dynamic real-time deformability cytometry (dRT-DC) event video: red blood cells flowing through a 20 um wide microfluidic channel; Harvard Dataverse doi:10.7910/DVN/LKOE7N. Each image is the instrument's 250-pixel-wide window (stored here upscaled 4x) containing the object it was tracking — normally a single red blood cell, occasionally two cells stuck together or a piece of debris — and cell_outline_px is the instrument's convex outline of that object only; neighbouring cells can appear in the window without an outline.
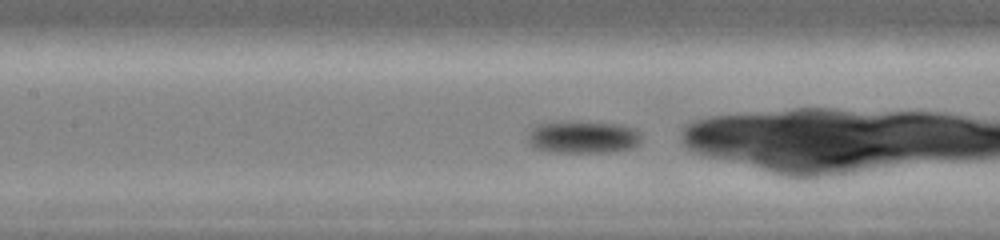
{"species": "common noctule bat (a hibernating species)", "species_latin": "Nyctalus noctula", "temperature_condition": "warm", "stored_images_in_passage": 31, "camera_frame_rate_fps": 3000, "um_per_image_px": 0.085, "animal": {"sex": "female", "body_mass_g": 19.0, "forearm_length_mm": 51.5}, "frame": {"image": 1, "passage_image": 10, "time_ms": 3.0, "image_size_px": [1000, 240], "cell_outline_px": [[640, 144], [632, 148], [608, 152], [552, 152], [532, 148], [528, 144], [528, 128], [532, 124], [548, 120], [572, 120], [620, 124], [636, 128], [640, 132]], "centroid_in_image_um": [49.45, 11.6], "position_along_channel_um": 157.9, "area_um2": 22.66}}
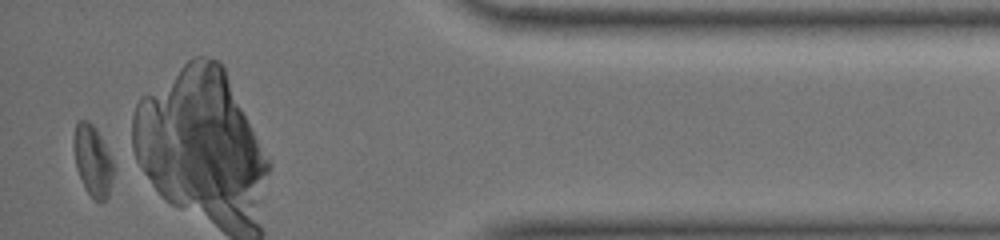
{"frame": {"image": 2, "passage_image": 31, "time_ms": 10.0, "image_size_px": [1000, 240], "cell_outline_px": [[112, 180], [108, 196], [100, 204], [84, 188], [76, 168], [72, 144], [72, 140], [76, 120], [88, 120], [96, 128], [112, 160]], "centroid_in_image_um": [7.83, 13.63], "position_along_channel_um": 427.4, "area_um2": 16.47}, "authors_computed_cell_mechanics": {"area_um2": 20.23, "velocity_mm_per_s": 4.3933, "shape_relaxation_time_tau1_ms": 1.15, "shape_relaxation_time_tau2_ms": null, "deformation_change_tau1": 0.2981, "deformation_change_tau2": null}}